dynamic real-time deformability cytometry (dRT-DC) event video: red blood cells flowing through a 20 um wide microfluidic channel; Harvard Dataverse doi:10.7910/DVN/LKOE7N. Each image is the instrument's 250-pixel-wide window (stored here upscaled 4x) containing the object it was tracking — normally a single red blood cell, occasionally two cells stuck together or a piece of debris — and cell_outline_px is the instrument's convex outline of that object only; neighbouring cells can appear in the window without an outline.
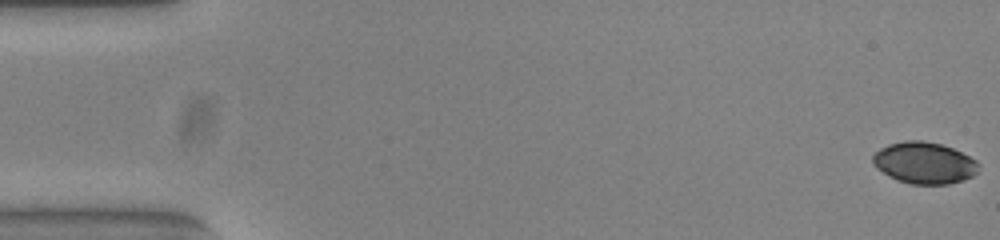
{"species": "common noctule bat (a hibernating species)", "species_latin": "Nyctalus noctula", "temperature_condition": "warm", "stored_images_in_passage": 52, "camera_frame_rate_fps": 3000, "um_per_image_px": 0.085, "animal": {"sex": "female", "body_mass_g": 23.0, "forearm_length_mm": 53.4}, "frame": {"image": 1, "passage_image": 1, "time_ms": 0.0, "image_size_px": [1000, 240], "cell_outline_px": [[980, 164], [976, 172], [972, 176], [964, 180], [948, 184], [912, 184], [900, 180], [884, 172], [872, 164], [872, 156], [880, 148], [888, 144], [904, 140], [924, 140], [940, 144], [952, 148], [976, 160]], "centroid_in_image_um": [78.57, 13.83], "position_along_channel_um": 6.4, "area_um2": 25.43}}
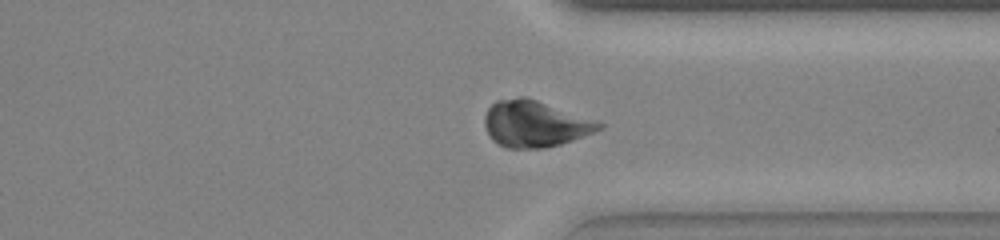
{"frame": {"image": 2, "passage_image": 41, "time_ms": 13.333, "image_size_px": [1000, 240], "cell_outline_px": [[604, 128], [572, 140], [560, 144], [544, 148], [508, 148], [492, 140], [484, 124], [484, 116], [488, 108], [496, 100], [520, 96], [524, 96], [536, 100], [604, 124]], "centroid_in_image_um": [45.42, 10.53], "position_along_channel_um": 366.0, "area_um2": 30.4}}
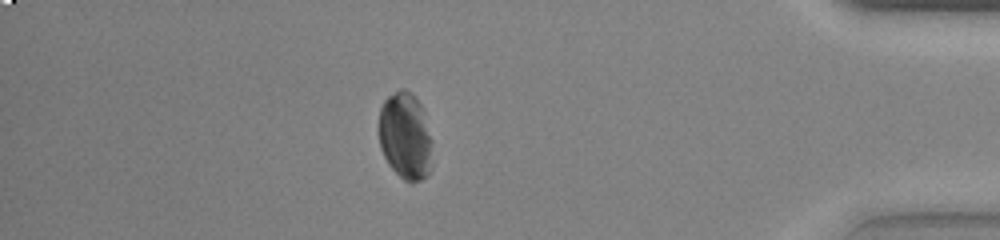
{"frame": {"image": 3, "passage_image": 47, "time_ms": 15.333, "image_size_px": [1000, 240], "cell_outline_px": [[432, 140], [428, 176], [412, 184], [404, 180], [388, 164], [380, 148], [380, 108], [384, 100], [388, 96], [400, 88], [404, 88], [412, 92], [420, 104]], "centroid_in_image_um": [34.45, 11.56], "position_along_channel_um": 400.8, "area_um2": 26.99}, "authors_computed_cell_mechanics": {"area_um2": 28.5821, "velocity_mm_per_s": 3.8332, "shape_relaxation_time_tau1_ms": 3.8104, "shape_relaxation_time_tau2_ms": 3.7458, "deformation_change_tau1": 0.1065, "deformation_change_tau2": 0.091}}